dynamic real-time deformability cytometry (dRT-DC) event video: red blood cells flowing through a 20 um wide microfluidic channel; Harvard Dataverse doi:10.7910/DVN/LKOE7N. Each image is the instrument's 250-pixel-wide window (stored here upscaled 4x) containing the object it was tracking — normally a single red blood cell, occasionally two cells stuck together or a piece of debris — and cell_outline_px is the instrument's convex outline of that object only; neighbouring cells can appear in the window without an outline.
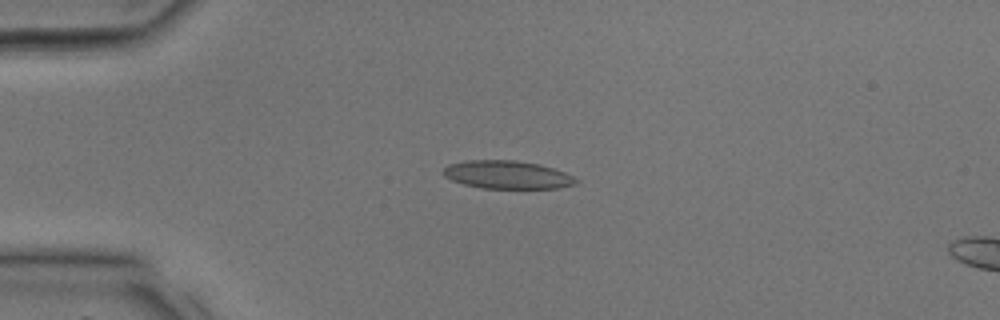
{"species": "common noctule bat (a hibernating species)", "species_latin": "Nyctalus noctula", "temperature_condition": "room temperature", "stored_images_in_passage": 4, "camera_frame_rate_fps": 3000, "um_per_image_px": 0.085, "animal": {"sex": "male", "body_mass_g": 17.9, "forearm_length_mm": 54.2}, "frame": {"image": 1, "passage_image": 1, "time_ms": 0.0, "image_size_px": [1000, 320], "cell_outline_px": [[580, 180], [576, 184], [556, 188], [480, 188], [464, 184], [452, 180], [444, 176], [444, 168], [448, 164], [468, 160], [516, 160], [536, 164], [552, 168], [564, 172]], "centroid_in_image_um": [43.11, 14.85], "position_along_channel_um": 41.9, "area_um2": 21.56}}